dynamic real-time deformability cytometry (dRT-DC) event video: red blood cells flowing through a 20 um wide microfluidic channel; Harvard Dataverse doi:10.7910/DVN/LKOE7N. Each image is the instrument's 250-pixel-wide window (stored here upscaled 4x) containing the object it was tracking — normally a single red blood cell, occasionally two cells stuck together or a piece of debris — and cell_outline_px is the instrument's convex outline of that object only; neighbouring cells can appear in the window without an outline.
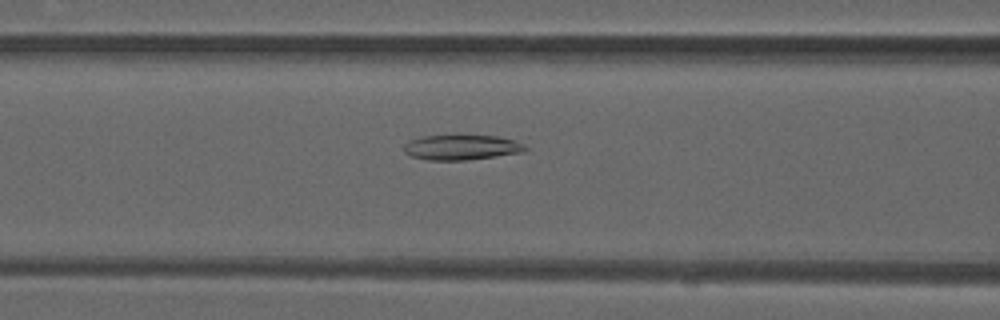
{"species": "common noctule bat (a hibernating species)", "species_latin": "Nyctalus noctula", "temperature_condition": "warm", "stored_images_in_passage": 47, "camera_frame_rate_fps": 3000, "um_per_image_px": 0.085, "animal": {"sex": "male", "forearm_length_mm": 52.5}, "frame": {"image": 1, "passage_image": 17, "time_ms": 5.333, "image_size_px": [1000, 320], "cell_outline_px": [[528, 148], [524, 152], [468, 160], [428, 160], [412, 156], [404, 152], [404, 144], [420, 136], [496, 136], [512, 140], [524, 144]], "centroid_in_image_um": [39.23, 12.54], "position_along_channel_um": 127.4, "area_um2": 17.51}}
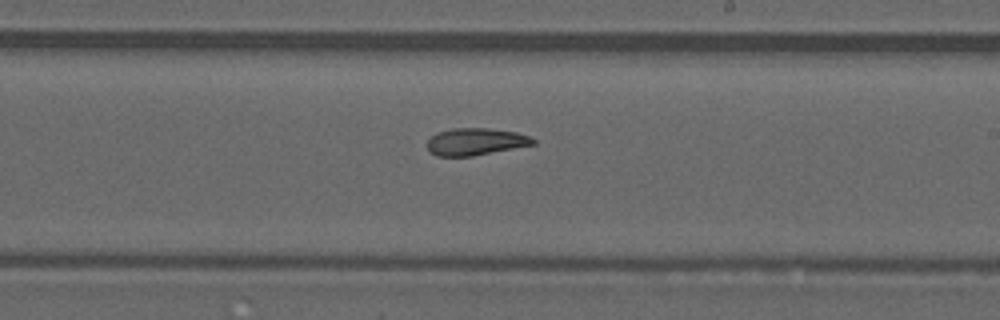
{"frame": {"image": 2, "passage_image": 26, "time_ms": 8.333, "image_size_px": [1000, 320], "cell_outline_px": [[536, 144], [472, 156], [436, 156], [428, 152], [428, 140], [436, 132], [452, 128], [488, 128], [516, 132], [528, 136], [536, 140]], "centroid_in_image_um": [40.4, 12.04], "position_along_channel_um": 248.6, "area_um2": 16.76}}
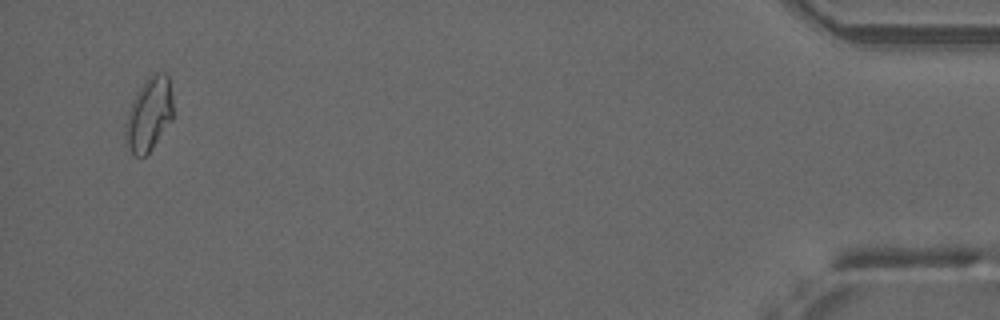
{"frame": {"image": 3, "passage_image": 45, "time_ms": 14.667, "image_size_px": [1000, 320], "cell_outline_px": [[172, 120], [152, 148], [144, 156], [136, 156], [124, 144], [124, 132], [128, 112], [132, 100], [136, 92], [148, 76], [152, 72], [168, 72], [172, 96]], "centroid_in_image_um": [12.65, 9.68], "position_along_channel_um": 422.5, "area_um2": 20.63}, "authors_computed_cell_mechanics": {"area_um2": 18.207, "velocity_mm_per_s": 4.0521, "shape_relaxation_time_tau1_ms": null, "shape_relaxation_time_tau2_ms": 4.9018, "deformation_change_tau1": null, "deformation_change_tau2": 0.1283}}